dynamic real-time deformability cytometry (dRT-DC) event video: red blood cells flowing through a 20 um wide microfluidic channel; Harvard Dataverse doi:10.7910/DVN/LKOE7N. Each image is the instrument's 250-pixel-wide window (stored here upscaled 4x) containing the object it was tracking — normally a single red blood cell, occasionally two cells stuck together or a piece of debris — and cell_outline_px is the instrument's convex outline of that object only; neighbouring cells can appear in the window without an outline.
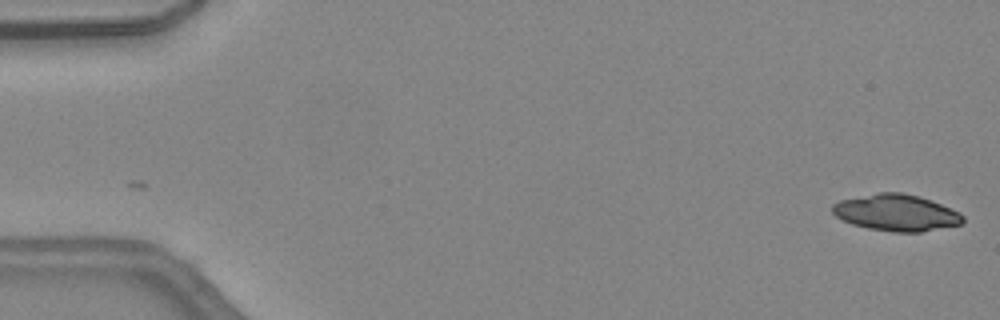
{"species": "common noctule bat (a hibernating species)", "species_latin": "Nyctalus noctula", "temperature_condition": "warm", "stored_images_in_passage": 45, "camera_frame_rate_fps": 3000, "um_per_image_px": 0.085, "animal": {"sex": "female", "body_mass_g": 24.6, "forearm_length_mm": 56.2}, "frame": {"image": 1, "passage_image": 1, "time_ms": 0.0, "image_size_px": [1000, 320], "cell_outline_px": [[964, 220], [960, 224], [920, 232], [892, 232], [868, 228], [852, 224], [836, 216], [832, 212], [832, 204], [840, 200], [880, 192], [900, 192], [920, 196], [960, 212], [964, 216]], "centroid_in_image_um": [76.18, 18.08], "position_along_channel_um": 8.8, "area_um2": 27.63}}
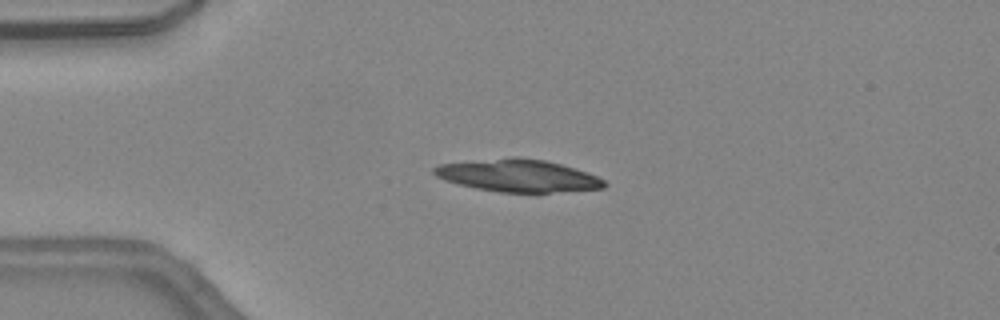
{"frame": {"image": 2, "passage_image": 11, "time_ms": 3.333, "image_size_px": [1000, 320], "cell_outline_px": [[608, 184], [604, 188], [548, 192], [500, 192], [476, 188], [444, 180], [436, 176], [432, 172], [432, 168], [440, 164], [512, 156], [520, 156], [544, 160], [560, 164], [588, 172], [604, 180]], "centroid_in_image_um": [44.02, 14.91], "position_along_channel_um": 41.0, "area_um2": 32.08}}